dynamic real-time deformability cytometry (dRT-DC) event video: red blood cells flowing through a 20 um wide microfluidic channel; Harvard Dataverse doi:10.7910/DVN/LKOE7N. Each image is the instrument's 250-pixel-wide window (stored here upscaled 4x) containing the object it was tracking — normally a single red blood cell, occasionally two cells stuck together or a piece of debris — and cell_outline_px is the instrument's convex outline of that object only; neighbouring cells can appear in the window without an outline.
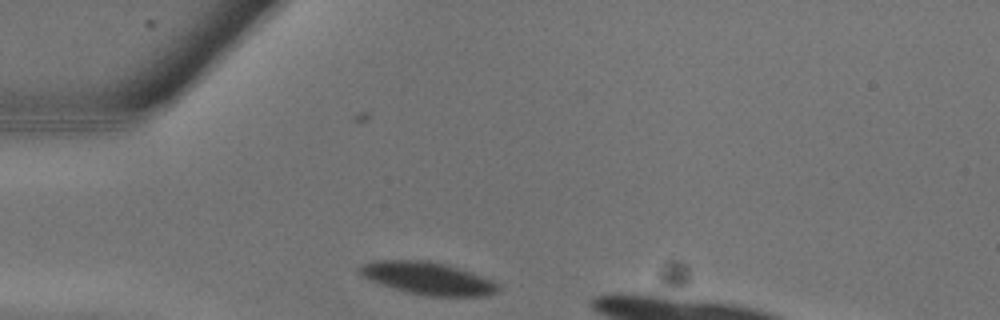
{"species": "common noctule bat (a hibernating species)", "species_latin": "Nyctalus noctula", "temperature_condition": "warm", "stored_images_in_passage": 6, "segment_of_instrument_passage": [1, 2], "camera_frame_rate_fps": 3000, "um_per_image_px": 0.085, "animal": {"sex": "male", "body_mass_g": 13.3}, "frame": {"image": 1, "passage_image": 1, "time_ms": 0.0, "image_size_px": [1000, 320], "cell_outline_px": [[500, 288], [496, 292], [480, 296], [428, 296], [380, 284], [364, 276], [360, 272], [360, 268], [364, 264], [372, 260], [428, 260], [448, 264], [472, 272], [492, 280], [500, 284]], "centroid_in_image_um": [36.43, 23.64], "position_along_channel_um": 48.6, "area_um2": 25.89}}
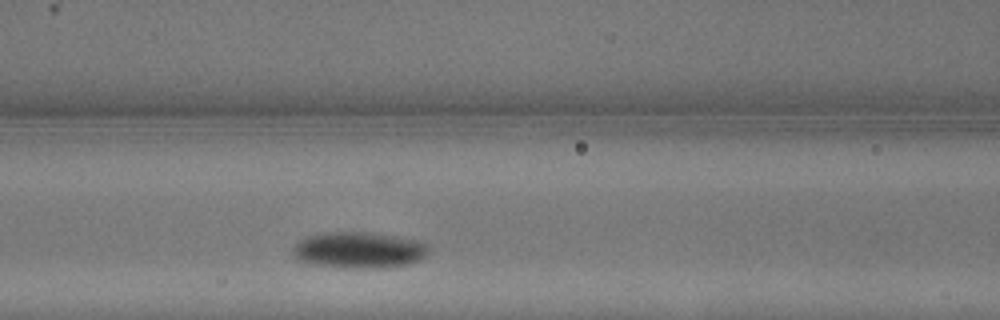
{"frame": {"image": 2, "passage_image": 5, "time_ms": 1.333, "image_size_px": [1000, 320], "cell_outline_px": [[428, 252], [420, 260], [408, 264], [384, 268], [352, 268], [316, 264], [296, 260], [292, 256], [292, 248], [304, 236], [320, 232], [372, 232], [420, 240], [428, 244]], "centroid_in_image_um": [30.5, 21.24], "position_along_channel_um": 136.1, "area_um2": 29.07}}